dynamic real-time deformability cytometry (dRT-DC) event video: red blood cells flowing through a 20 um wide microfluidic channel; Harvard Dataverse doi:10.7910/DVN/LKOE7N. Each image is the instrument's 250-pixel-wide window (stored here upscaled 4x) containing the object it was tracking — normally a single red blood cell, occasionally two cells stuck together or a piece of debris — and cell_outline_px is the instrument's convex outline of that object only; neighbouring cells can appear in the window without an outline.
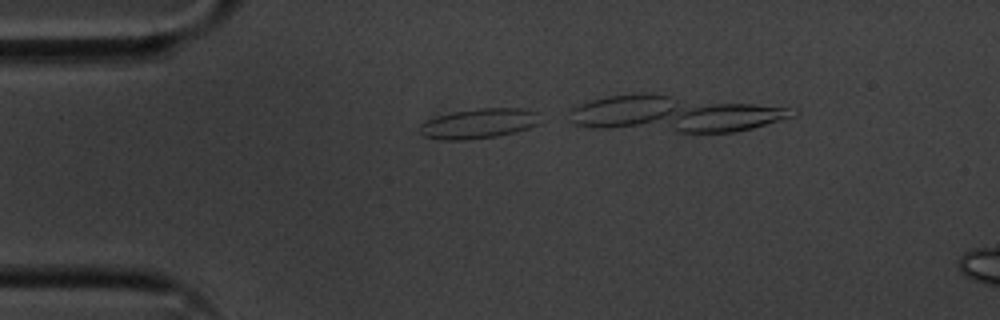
{"species": "common noctule bat (a hibernating species)", "species_latin": "Nyctalus noctula", "temperature_condition": "cold", "stored_images_in_passage": 8, "camera_frame_rate_fps": 3000, "um_per_image_px": 0.085, "animal": {"sex": "male", "body_mass_g": 20.1, "forearm_length_mm": 53.5}, "frame": {"image": 1, "passage_image": 1, "time_ms": 0.0, "image_size_px": [1000, 320], "cell_outline_px": [[540, 112], [536, 124], [528, 128], [516, 132], [496, 136], [464, 140], [440, 140], [424, 136], [420, 132], [420, 124], [428, 120], [452, 112], [480, 108], [524, 108]], "centroid_in_image_um": [40.71, 10.5], "position_along_channel_um": 44.3, "area_um2": 20.87}}
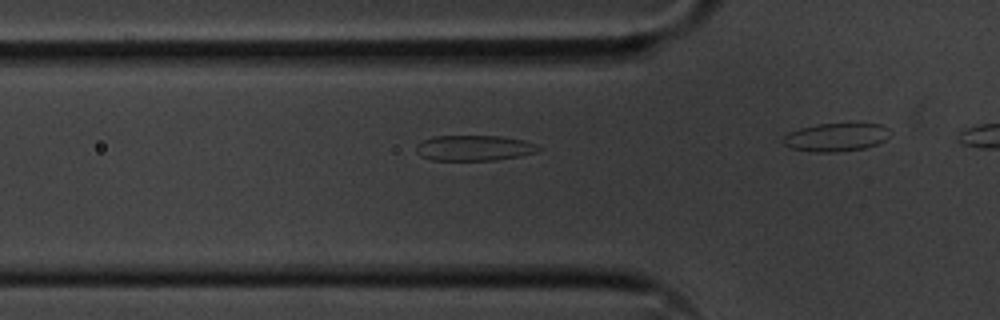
{"frame": {"image": 2, "passage_image": 6, "time_ms": 1.667, "image_size_px": [1000, 320], "cell_outline_px": [[544, 148], [536, 152], [520, 156], [496, 160], [432, 160], [420, 156], [416, 152], [416, 144], [424, 140], [436, 136], [500, 136], [524, 140], [536, 144]], "centroid_in_image_um": [40.32, 12.58], "position_along_channel_um": 85.5, "area_um2": 18.26}}